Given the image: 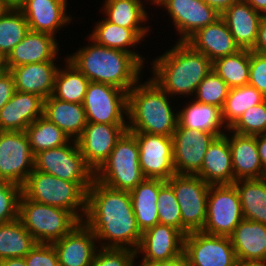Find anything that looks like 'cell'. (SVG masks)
Returning a JSON list of instances; mask_svg holds the SVG:
<instances>
[{"instance_id":"obj_1","label":"cell","mask_w":266,"mask_h":266,"mask_svg":"<svg viewBox=\"0 0 266 266\" xmlns=\"http://www.w3.org/2000/svg\"><path fill=\"white\" fill-rule=\"evenodd\" d=\"M83 223L95 233L101 248L140 246L142 232L132 208L130 192L110 188L93 179L87 191Z\"/></svg>"},{"instance_id":"obj_2","label":"cell","mask_w":266,"mask_h":266,"mask_svg":"<svg viewBox=\"0 0 266 266\" xmlns=\"http://www.w3.org/2000/svg\"><path fill=\"white\" fill-rule=\"evenodd\" d=\"M149 65L151 80L175 99H192L199 83L213 70L212 61L186 41H175Z\"/></svg>"},{"instance_id":"obj_3","label":"cell","mask_w":266,"mask_h":266,"mask_svg":"<svg viewBox=\"0 0 266 266\" xmlns=\"http://www.w3.org/2000/svg\"><path fill=\"white\" fill-rule=\"evenodd\" d=\"M87 37L89 45L66 57L89 81L109 84L129 92L144 79L141 72L146 67L131 53L99 45Z\"/></svg>"},{"instance_id":"obj_4","label":"cell","mask_w":266,"mask_h":266,"mask_svg":"<svg viewBox=\"0 0 266 266\" xmlns=\"http://www.w3.org/2000/svg\"><path fill=\"white\" fill-rule=\"evenodd\" d=\"M142 83V84H141ZM172 98L149 77L128 92L127 130L172 137L178 124V110Z\"/></svg>"},{"instance_id":"obj_5","label":"cell","mask_w":266,"mask_h":266,"mask_svg":"<svg viewBox=\"0 0 266 266\" xmlns=\"http://www.w3.org/2000/svg\"><path fill=\"white\" fill-rule=\"evenodd\" d=\"M22 194L35 202L68 210L80 222L85 218L87 193L75 182L34 169L22 186Z\"/></svg>"},{"instance_id":"obj_6","label":"cell","mask_w":266,"mask_h":266,"mask_svg":"<svg viewBox=\"0 0 266 266\" xmlns=\"http://www.w3.org/2000/svg\"><path fill=\"white\" fill-rule=\"evenodd\" d=\"M94 179L110 188L128 192L145 179L140 168L137 140L130 131L117 141L107 160L94 173Z\"/></svg>"},{"instance_id":"obj_7","label":"cell","mask_w":266,"mask_h":266,"mask_svg":"<svg viewBox=\"0 0 266 266\" xmlns=\"http://www.w3.org/2000/svg\"><path fill=\"white\" fill-rule=\"evenodd\" d=\"M18 218L37 243L52 244L80 221L68 210L35 202L21 194Z\"/></svg>"},{"instance_id":"obj_8","label":"cell","mask_w":266,"mask_h":266,"mask_svg":"<svg viewBox=\"0 0 266 266\" xmlns=\"http://www.w3.org/2000/svg\"><path fill=\"white\" fill-rule=\"evenodd\" d=\"M34 169L65 181L75 182L86 193L94 179V172L85 163L75 140H70L63 146L36 153Z\"/></svg>"},{"instance_id":"obj_9","label":"cell","mask_w":266,"mask_h":266,"mask_svg":"<svg viewBox=\"0 0 266 266\" xmlns=\"http://www.w3.org/2000/svg\"><path fill=\"white\" fill-rule=\"evenodd\" d=\"M175 193L182 217V233L202 231L206 223L210 185L197 175L174 174L166 181Z\"/></svg>"},{"instance_id":"obj_10","label":"cell","mask_w":266,"mask_h":266,"mask_svg":"<svg viewBox=\"0 0 266 266\" xmlns=\"http://www.w3.org/2000/svg\"><path fill=\"white\" fill-rule=\"evenodd\" d=\"M240 197L232 185H210L207 197L206 223L202 232L229 237L243 220Z\"/></svg>"},{"instance_id":"obj_11","label":"cell","mask_w":266,"mask_h":266,"mask_svg":"<svg viewBox=\"0 0 266 266\" xmlns=\"http://www.w3.org/2000/svg\"><path fill=\"white\" fill-rule=\"evenodd\" d=\"M87 123L127 124L128 92L90 81L83 102Z\"/></svg>"},{"instance_id":"obj_12","label":"cell","mask_w":266,"mask_h":266,"mask_svg":"<svg viewBox=\"0 0 266 266\" xmlns=\"http://www.w3.org/2000/svg\"><path fill=\"white\" fill-rule=\"evenodd\" d=\"M33 170L34 155L26 132L0 131V180L22 187Z\"/></svg>"},{"instance_id":"obj_13","label":"cell","mask_w":266,"mask_h":266,"mask_svg":"<svg viewBox=\"0 0 266 266\" xmlns=\"http://www.w3.org/2000/svg\"><path fill=\"white\" fill-rule=\"evenodd\" d=\"M184 254L190 266H236L238 261L229 237L202 231L185 236Z\"/></svg>"},{"instance_id":"obj_14","label":"cell","mask_w":266,"mask_h":266,"mask_svg":"<svg viewBox=\"0 0 266 266\" xmlns=\"http://www.w3.org/2000/svg\"><path fill=\"white\" fill-rule=\"evenodd\" d=\"M158 7L165 9L172 20L176 35H179L177 41H187L199 29L221 16L203 0H162Z\"/></svg>"},{"instance_id":"obj_15","label":"cell","mask_w":266,"mask_h":266,"mask_svg":"<svg viewBox=\"0 0 266 266\" xmlns=\"http://www.w3.org/2000/svg\"><path fill=\"white\" fill-rule=\"evenodd\" d=\"M139 147V163L145 178L167 181L176 174L173 165L172 137L132 133Z\"/></svg>"},{"instance_id":"obj_16","label":"cell","mask_w":266,"mask_h":266,"mask_svg":"<svg viewBox=\"0 0 266 266\" xmlns=\"http://www.w3.org/2000/svg\"><path fill=\"white\" fill-rule=\"evenodd\" d=\"M215 138L210 132L187 129L177 124L172 134L176 174L196 175L201 170L204 155Z\"/></svg>"},{"instance_id":"obj_17","label":"cell","mask_w":266,"mask_h":266,"mask_svg":"<svg viewBox=\"0 0 266 266\" xmlns=\"http://www.w3.org/2000/svg\"><path fill=\"white\" fill-rule=\"evenodd\" d=\"M127 124L87 123L76 140L87 166L95 173L107 160Z\"/></svg>"},{"instance_id":"obj_18","label":"cell","mask_w":266,"mask_h":266,"mask_svg":"<svg viewBox=\"0 0 266 266\" xmlns=\"http://www.w3.org/2000/svg\"><path fill=\"white\" fill-rule=\"evenodd\" d=\"M185 235L178 229L164 224H156L142 233L137 249L141 262L156 265L179 257L184 253ZM141 254V255H139Z\"/></svg>"},{"instance_id":"obj_19","label":"cell","mask_w":266,"mask_h":266,"mask_svg":"<svg viewBox=\"0 0 266 266\" xmlns=\"http://www.w3.org/2000/svg\"><path fill=\"white\" fill-rule=\"evenodd\" d=\"M68 4L67 0H20L16 6L23 12L29 30L57 37L58 31L73 21L67 13Z\"/></svg>"},{"instance_id":"obj_20","label":"cell","mask_w":266,"mask_h":266,"mask_svg":"<svg viewBox=\"0 0 266 266\" xmlns=\"http://www.w3.org/2000/svg\"><path fill=\"white\" fill-rule=\"evenodd\" d=\"M59 41L51 34L29 30L3 60L4 69L9 71L24 64L58 61Z\"/></svg>"},{"instance_id":"obj_21","label":"cell","mask_w":266,"mask_h":266,"mask_svg":"<svg viewBox=\"0 0 266 266\" xmlns=\"http://www.w3.org/2000/svg\"><path fill=\"white\" fill-rule=\"evenodd\" d=\"M52 245L57 252L60 266H90L99 248L95 233L83 222H79Z\"/></svg>"},{"instance_id":"obj_22","label":"cell","mask_w":266,"mask_h":266,"mask_svg":"<svg viewBox=\"0 0 266 266\" xmlns=\"http://www.w3.org/2000/svg\"><path fill=\"white\" fill-rule=\"evenodd\" d=\"M44 99L39 95L15 90L0 110V131H25L43 115Z\"/></svg>"},{"instance_id":"obj_23","label":"cell","mask_w":266,"mask_h":266,"mask_svg":"<svg viewBox=\"0 0 266 266\" xmlns=\"http://www.w3.org/2000/svg\"><path fill=\"white\" fill-rule=\"evenodd\" d=\"M227 132L225 136L230 145L234 182L240 179L266 177L259 158L256 135H242L230 129Z\"/></svg>"},{"instance_id":"obj_24","label":"cell","mask_w":266,"mask_h":266,"mask_svg":"<svg viewBox=\"0 0 266 266\" xmlns=\"http://www.w3.org/2000/svg\"><path fill=\"white\" fill-rule=\"evenodd\" d=\"M95 24L88 35L92 40L99 45L131 53L144 66L145 56L140 55L135 48L138 44L144 43L142 41H145L146 36L148 38L150 30H131L113 24L105 18L99 19Z\"/></svg>"},{"instance_id":"obj_25","label":"cell","mask_w":266,"mask_h":266,"mask_svg":"<svg viewBox=\"0 0 266 266\" xmlns=\"http://www.w3.org/2000/svg\"><path fill=\"white\" fill-rule=\"evenodd\" d=\"M186 42L212 62L240 50L227 24L221 17L214 23L199 29Z\"/></svg>"},{"instance_id":"obj_26","label":"cell","mask_w":266,"mask_h":266,"mask_svg":"<svg viewBox=\"0 0 266 266\" xmlns=\"http://www.w3.org/2000/svg\"><path fill=\"white\" fill-rule=\"evenodd\" d=\"M56 64L57 61H47L11 68L9 71L14 78L15 90L39 95L43 99L51 96L59 69V64Z\"/></svg>"},{"instance_id":"obj_27","label":"cell","mask_w":266,"mask_h":266,"mask_svg":"<svg viewBox=\"0 0 266 266\" xmlns=\"http://www.w3.org/2000/svg\"><path fill=\"white\" fill-rule=\"evenodd\" d=\"M220 17L227 24L240 49L251 50L254 47L262 15L250 4L244 0L233 3Z\"/></svg>"},{"instance_id":"obj_28","label":"cell","mask_w":266,"mask_h":266,"mask_svg":"<svg viewBox=\"0 0 266 266\" xmlns=\"http://www.w3.org/2000/svg\"><path fill=\"white\" fill-rule=\"evenodd\" d=\"M209 185H232L234 173L228 138L216 137L209 145L201 170L196 174Z\"/></svg>"},{"instance_id":"obj_29","label":"cell","mask_w":266,"mask_h":266,"mask_svg":"<svg viewBox=\"0 0 266 266\" xmlns=\"http://www.w3.org/2000/svg\"><path fill=\"white\" fill-rule=\"evenodd\" d=\"M240 261H266V224L243 219L229 236Z\"/></svg>"},{"instance_id":"obj_30","label":"cell","mask_w":266,"mask_h":266,"mask_svg":"<svg viewBox=\"0 0 266 266\" xmlns=\"http://www.w3.org/2000/svg\"><path fill=\"white\" fill-rule=\"evenodd\" d=\"M43 116L59 127L70 140L76 141L87 125L83 104L61 101L52 95L44 99Z\"/></svg>"},{"instance_id":"obj_31","label":"cell","mask_w":266,"mask_h":266,"mask_svg":"<svg viewBox=\"0 0 266 266\" xmlns=\"http://www.w3.org/2000/svg\"><path fill=\"white\" fill-rule=\"evenodd\" d=\"M189 100L192 101L184 102L182 109L178 110V124L181 127L210 132L216 137L226 134L228 128L223 122L221 108L197 102L193 98Z\"/></svg>"},{"instance_id":"obj_32","label":"cell","mask_w":266,"mask_h":266,"mask_svg":"<svg viewBox=\"0 0 266 266\" xmlns=\"http://www.w3.org/2000/svg\"><path fill=\"white\" fill-rule=\"evenodd\" d=\"M165 182L161 179L145 178L130 191L132 208L137 225L142 233L159 224L157 198L159 188Z\"/></svg>"},{"instance_id":"obj_33","label":"cell","mask_w":266,"mask_h":266,"mask_svg":"<svg viewBox=\"0 0 266 266\" xmlns=\"http://www.w3.org/2000/svg\"><path fill=\"white\" fill-rule=\"evenodd\" d=\"M143 0H104L101 10L103 17L116 25L131 30H150L153 27L146 25L150 20V13ZM149 13V15H148Z\"/></svg>"},{"instance_id":"obj_34","label":"cell","mask_w":266,"mask_h":266,"mask_svg":"<svg viewBox=\"0 0 266 266\" xmlns=\"http://www.w3.org/2000/svg\"><path fill=\"white\" fill-rule=\"evenodd\" d=\"M233 185L240 197L243 218L266 224V177L240 179Z\"/></svg>"},{"instance_id":"obj_35","label":"cell","mask_w":266,"mask_h":266,"mask_svg":"<svg viewBox=\"0 0 266 266\" xmlns=\"http://www.w3.org/2000/svg\"><path fill=\"white\" fill-rule=\"evenodd\" d=\"M64 61L65 66L57 71L52 96L61 101L83 104L90 81L67 57Z\"/></svg>"},{"instance_id":"obj_36","label":"cell","mask_w":266,"mask_h":266,"mask_svg":"<svg viewBox=\"0 0 266 266\" xmlns=\"http://www.w3.org/2000/svg\"><path fill=\"white\" fill-rule=\"evenodd\" d=\"M29 31L23 12L16 5L0 8V58L4 60Z\"/></svg>"},{"instance_id":"obj_37","label":"cell","mask_w":266,"mask_h":266,"mask_svg":"<svg viewBox=\"0 0 266 266\" xmlns=\"http://www.w3.org/2000/svg\"><path fill=\"white\" fill-rule=\"evenodd\" d=\"M36 244L19 218L0 224V261L25 257Z\"/></svg>"},{"instance_id":"obj_38","label":"cell","mask_w":266,"mask_h":266,"mask_svg":"<svg viewBox=\"0 0 266 266\" xmlns=\"http://www.w3.org/2000/svg\"><path fill=\"white\" fill-rule=\"evenodd\" d=\"M212 67L230 89L245 86L250 75V50L240 49L234 54L216 59Z\"/></svg>"},{"instance_id":"obj_39","label":"cell","mask_w":266,"mask_h":266,"mask_svg":"<svg viewBox=\"0 0 266 266\" xmlns=\"http://www.w3.org/2000/svg\"><path fill=\"white\" fill-rule=\"evenodd\" d=\"M266 98L254 86L231 88L222 108L225 126L230 129L249 108L262 103Z\"/></svg>"},{"instance_id":"obj_40","label":"cell","mask_w":266,"mask_h":266,"mask_svg":"<svg viewBox=\"0 0 266 266\" xmlns=\"http://www.w3.org/2000/svg\"><path fill=\"white\" fill-rule=\"evenodd\" d=\"M25 132L33 155L43 150L63 146L70 141L59 127L43 115L30 124Z\"/></svg>"},{"instance_id":"obj_41","label":"cell","mask_w":266,"mask_h":266,"mask_svg":"<svg viewBox=\"0 0 266 266\" xmlns=\"http://www.w3.org/2000/svg\"><path fill=\"white\" fill-rule=\"evenodd\" d=\"M230 87L213 70L199 83L193 99L223 108Z\"/></svg>"},{"instance_id":"obj_42","label":"cell","mask_w":266,"mask_h":266,"mask_svg":"<svg viewBox=\"0 0 266 266\" xmlns=\"http://www.w3.org/2000/svg\"><path fill=\"white\" fill-rule=\"evenodd\" d=\"M157 203L159 224L172 226L182 232V217L179 203L173 188L167 182L159 188Z\"/></svg>"},{"instance_id":"obj_43","label":"cell","mask_w":266,"mask_h":266,"mask_svg":"<svg viewBox=\"0 0 266 266\" xmlns=\"http://www.w3.org/2000/svg\"><path fill=\"white\" fill-rule=\"evenodd\" d=\"M230 130L242 135L266 133V99L246 110Z\"/></svg>"},{"instance_id":"obj_44","label":"cell","mask_w":266,"mask_h":266,"mask_svg":"<svg viewBox=\"0 0 266 266\" xmlns=\"http://www.w3.org/2000/svg\"><path fill=\"white\" fill-rule=\"evenodd\" d=\"M22 187L0 180V224L18 218Z\"/></svg>"},{"instance_id":"obj_45","label":"cell","mask_w":266,"mask_h":266,"mask_svg":"<svg viewBox=\"0 0 266 266\" xmlns=\"http://www.w3.org/2000/svg\"><path fill=\"white\" fill-rule=\"evenodd\" d=\"M137 252L128 248H101L95 253L90 266H133Z\"/></svg>"},{"instance_id":"obj_46","label":"cell","mask_w":266,"mask_h":266,"mask_svg":"<svg viewBox=\"0 0 266 266\" xmlns=\"http://www.w3.org/2000/svg\"><path fill=\"white\" fill-rule=\"evenodd\" d=\"M27 266H60L52 244L37 243L24 257Z\"/></svg>"},{"instance_id":"obj_47","label":"cell","mask_w":266,"mask_h":266,"mask_svg":"<svg viewBox=\"0 0 266 266\" xmlns=\"http://www.w3.org/2000/svg\"><path fill=\"white\" fill-rule=\"evenodd\" d=\"M266 98V55L250 50L249 82Z\"/></svg>"},{"instance_id":"obj_48","label":"cell","mask_w":266,"mask_h":266,"mask_svg":"<svg viewBox=\"0 0 266 266\" xmlns=\"http://www.w3.org/2000/svg\"><path fill=\"white\" fill-rule=\"evenodd\" d=\"M15 92L13 75L8 70L0 73V110L12 98Z\"/></svg>"},{"instance_id":"obj_49","label":"cell","mask_w":266,"mask_h":266,"mask_svg":"<svg viewBox=\"0 0 266 266\" xmlns=\"http://www.w3.org/2000/svg\"><path fill=\"white\" fill-rule=\"evenodd\" d=\"M251 51L266 55V14L260 20L257 40Z\"/></svg>"},{"instance_id":"obj_50","label":"cell","mask_w":266,"mask_h":266,"mask_svg":"<svg viewBox=\"0 0 266 266\" xmlns=\"http://www.w3.org/2000/svg\"><path fill=\"white\" fill-rule=\"evenodd\" d=\"M256 143L260 162L264 171L266 172V133L256 135Z\"/></svg>"},{"instance_id":"obj_51","label":"cell","mask_w":266,"mask_h":266,"mask_svg":"<svg viewBox=\"0 0 266 266\" xmlns=\"http://www.w3.org/2000/svg\"><path fill=\"white\" fill-rule=\"evenodd\" d=\"M207 5L214 8L218 13L222 14L233 3L241 0H203Z\"/></svg>"},{"instance_id":"obj_52","label":"cell","mask_w":266,"mask_h":266,"mask_svg":"<svg viewBox=\"0 0 266 266\" xmlns=\"http://www.w3.org/2000/svg\"><path fill=\"white\" fill-rule=\"evenodd\" d=\"M156 266H190V264L187 256L183 253L175 259L156 264Z\"/></svg>"},{"instance_id":"obj_53","label":"cell","mask_w":266,"mask_h":266,"mask_svg":"<svg viewBox=\"0 0 266 266\" xmlns=\"http://www.w3.org/2000/svg\"><path fill=\"white\" fill-rule=\"evenodd\" d=\"M0 266H27V264L24 257H15L1 260Z\"/></svg>"},{"instance_id":"obj_54","label":"cell","mask_w":266,"mask_h":266,"mask_svg":"<svg viewBox=\"0 0 266 266\" xmlns=\"http://www.w3.org/2000/svg\"><path fill=\"white\" fill-rule=\"evenodd\" d=\"M250 4L255 11L259 12L261 15L266 14V0H244Z\"/></svg>"},{"instance_id":"obj_55","label":"cell","mask_w":266,"mask_h":266,"mask_svg":"<svg viewBox=\"0 0 266 266\" xmlns=\"http://www.w3.org/2000/svg\"><path fill=\"white\" fill-rule=\"evenodd\" d=\"M236 266H266V261H240L238 260Z\"/></svg>"},{"instance_id":"obj_56","label":"cell","mask_w":266,"mask_h":266,"mask_svg":"<svg viewBox=\"0 0 266 266\" xmlns=\"http://www.w3.org/2000/svg\"><path fill=\"white\" fill-rule=\"evenodd\" d=\"M20 0H3V6L16 5Z\"/></svg>"},{"instance_id":"obj_57","label":"cell","mask_w":266,"mask_h":266,"mask_svg":"<svg viewBox=\"0 0 266 266\" xmlns=\"http://www.w3.org/2000/svg\"><path fill=\"white\" fill-rule=\"evenodd\" d=\"M162 0H144V2L147 4V7H148V4L150 2L151 5H154L155 7L158 6V4L161 2ZM148 2V3H147ZM157 5V6H156Z\"/></svg>"},{"instance_id":"obj_58","label":"cell","mask_w":266,"mask_h":266,"mask_svg":"<svg viewBox=\"0 0 266 266\" xmlns=\"http://www.w3.org/2000/svg\"><path fill=\"white\" fill-rule=\"evenodd\" d=\"M138 262V263H137ZM133 266H156V265H150V264H145L143 262L139 261H134Z\"/></svg>"},{"instance_id":"obj_59","label":"cell","mask_w":266,"mask_h":266,"mask_svg":"<svg viewBox=\"0 0 266 266\" xmlns=\"http://www.w3.org/2000/svg\"><path fill=\"white\" fill-rule=\"evenodd\" d=\"M4 70L3 60L0 58V73Z\"/></svg>"},{"instance_id":"obj_60","label":"cell","mask_w":266,"mask_h":266,"mask_svg":"<svg viewBox=\"0 0 266 266\" xmlns=\"http://www.w3.org/2000/svg\"><path fill=\"white\" fill-rule=\"evenodd\" d=\"M0 5L3 6V0H0Z\"/></svg>"}]
</instances>
